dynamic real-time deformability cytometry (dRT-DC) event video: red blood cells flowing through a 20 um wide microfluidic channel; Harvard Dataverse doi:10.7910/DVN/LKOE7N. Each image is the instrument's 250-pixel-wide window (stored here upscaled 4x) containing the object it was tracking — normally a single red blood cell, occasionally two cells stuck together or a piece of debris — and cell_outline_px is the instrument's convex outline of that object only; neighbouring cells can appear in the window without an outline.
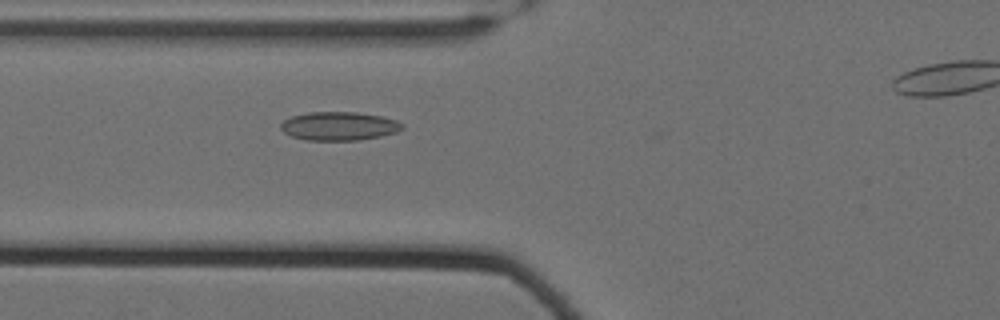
{"species": "Egyptian fruit bat (a non-hibernating species)", "species_latin": "Rousettus aegyptiacus", "temperature_condition": "cold", "stored_images_in_passage": 54, "camera_frame_rate_fps": 3000, "um_per_image_px": 0.085, "animal": {"sex": "female"}, "frame": {"image": 1, "passage_image": 23, "time_ms": 7.333, "image_size_px": [1000, 320], "cell_outline_px": [[404, 128], [396, 132], [380, 136], [360, 140], [308, 140], [292, 136], [284, 132], [280, 128], [280, 124], [284, 120], [292, 116], [308, 112], [356, 112], [380, 116], [396, 120], [404, 124]], "centroid_in_image_um": [28.82, 10.71], "position_along_channel_um": 97.0, "area_um2": 20.17}}
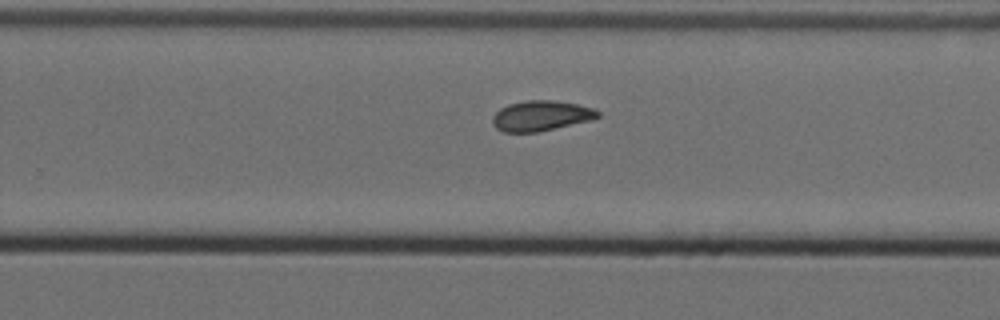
{"frame": {"image": 2, "passage_image": 39, "time_ms": 12.667, "image_size_px": [1000, 320], "cell_outline_px": [[600, 116], [592, 120], [536, 132], [504, 132], [496, 128], [492, 124], [492, 116], [500, 108], [508, 104], [528, 100], [552, 100], [576, 104], [592, 108], [600, 112]], "centroid_in_image_um": [45.96, 9.84], "position_along_channel_um": 283.8, "area_um2": 18.5}}
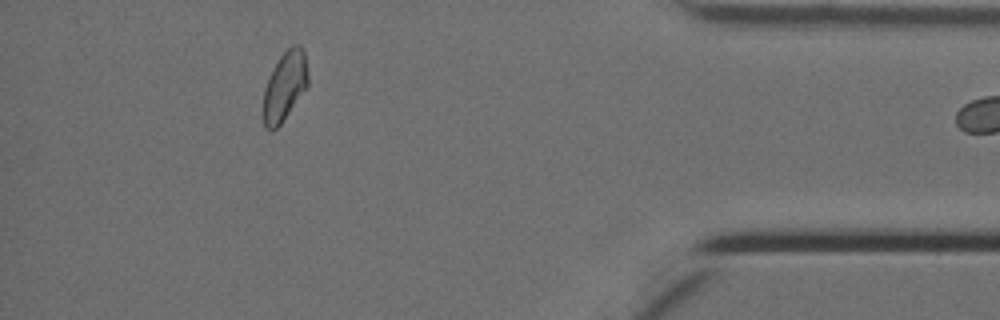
{"frame": {"image": 3, "passage_image": 53, "time_ms": 17.333, "image_size_px": [1000, 320], "cell_outline_px": [[308, 88], [280, 124], [276, 128], [268, 128], [264, 124], [264, 88], [280, 56], [288, 48], [296, 44], [300, 44], [304, 48], [308, 76]], "centroid_in_image_um": [24.25, 7.28], "position_along_channel_um": 410.9, "area_um2": 17.74}}